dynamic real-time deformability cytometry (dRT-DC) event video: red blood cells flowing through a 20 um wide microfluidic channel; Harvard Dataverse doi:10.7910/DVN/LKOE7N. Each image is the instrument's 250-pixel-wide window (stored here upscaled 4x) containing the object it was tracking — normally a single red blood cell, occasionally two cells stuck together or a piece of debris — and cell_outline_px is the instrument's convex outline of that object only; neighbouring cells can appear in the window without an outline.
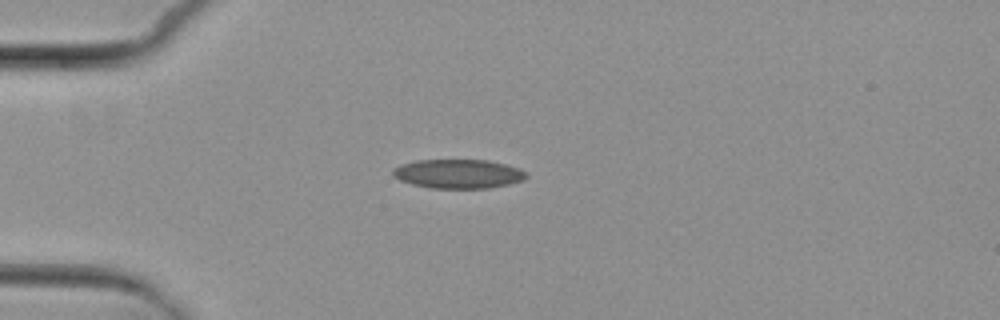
{"species": "common noctule bat (a hibernating species)", "species_latin": "Nyctalus noctula", "temperature_condition": "cold", "stored_images_in_passage": 1, "camera_frame_rate_fps": 3000, "um_per_image_px": 0.085, "animal": {"sex": "female", "body_mass_g": 29.2, "forearm_length_mm": 56.3}, "frame": {"image": 1, "passage_image": 1, "time_ms": 0.0, "image_size_px": [1000, 320], "cell_outline_px": [[528, 176], [524, 180], [508, 184], [488, 188], [432, 188], [412, 184], [400, 180], [392, 176], [392, 168], [400, 164], [416, 160], [488, 160], [520, 168], [528, 172]], "centroid_in_image_um": [38.95, 14.77], "position_along_channel_um": 46.1, "area_um2": 22.77}}